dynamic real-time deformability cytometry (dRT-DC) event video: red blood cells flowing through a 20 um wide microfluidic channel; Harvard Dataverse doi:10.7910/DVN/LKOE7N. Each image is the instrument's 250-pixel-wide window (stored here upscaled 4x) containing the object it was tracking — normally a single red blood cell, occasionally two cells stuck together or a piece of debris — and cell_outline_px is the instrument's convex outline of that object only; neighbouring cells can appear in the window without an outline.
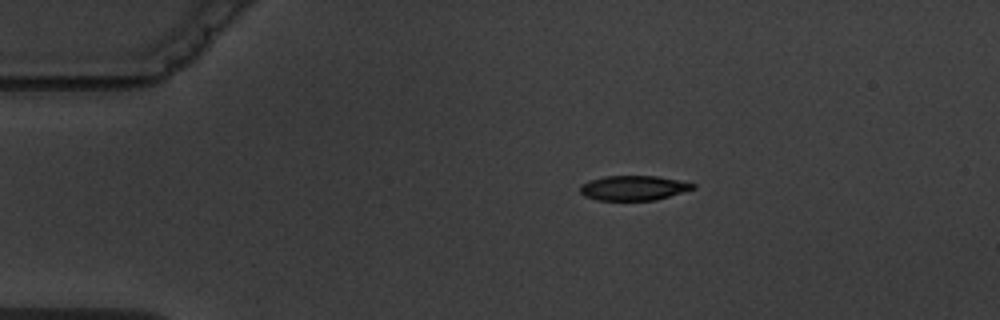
{"species": "common noctule bat (a hibernating species)", "species_latin": "Nyctalus noctula", "temperature_condition": "warm", "stored_images_in_passage": 9, "camera_frame_rate_fps": 3000, "um_per_image_px": 0.085, "animal": {"sex": "male", "body_mass_g": 19.5, "forearm_length_mm": 54.6}, "frame": {"image": 1, "passage_image": 1, "time_ms": 0.0, "image_size_px": [1000, 320], "cell_outline_px": [[696, 188], [656, 200], [596, 200], [584, 196], [580, 192], [580, 184], [588, 180], [604, 176], [656, 176], [696, 184]], "centroid_in_image_um": [53.81, 15.98], "position_along_channel_um": 31.2, "area_um2": 16.3}}
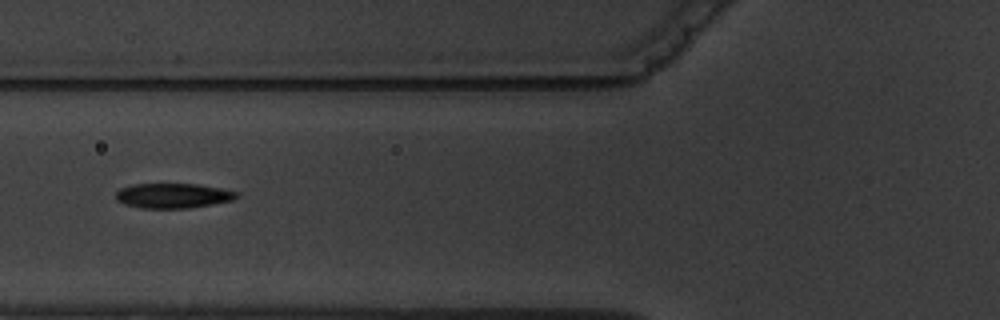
{"frame": {"image": 2, "passage_image": 4, "time_ms": 3.667, "image_size_px": [1000, 320], "cell_outline_px": [[240, 196], [232, 200], [212, 204], [188, 208], [140, 208], [124, 204], [116, 200], [116, 192], [120, 188], [132, 184], [200, 184], [220, 188], [236, 192]], "centroid_in_image_um": [14.68, 16.63], "position_along_channel_um": 111.1, "area_um2": 17.51}}
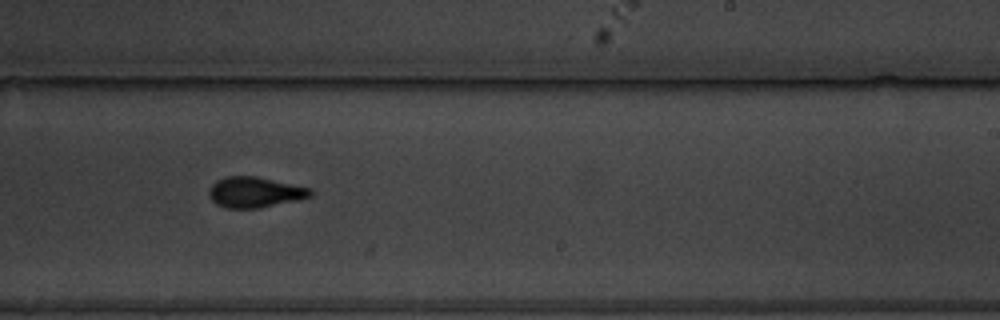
{"frame": {"image": 3, "passage_image": 8, "time_ms": 8.0, "image_size_px": [1000, 320], "cell_outline_px": [[312, 196], [296, 200], [256, 208], [224, 208], [216, 204], [208, 196], [208, 188], [216, 180], [228, 176], [256, 176], [312, 188]], "centroid_in_image_um": [21.62, 16.33], "position_along_channel_um": 267.4, "area_um2": 18.09}}